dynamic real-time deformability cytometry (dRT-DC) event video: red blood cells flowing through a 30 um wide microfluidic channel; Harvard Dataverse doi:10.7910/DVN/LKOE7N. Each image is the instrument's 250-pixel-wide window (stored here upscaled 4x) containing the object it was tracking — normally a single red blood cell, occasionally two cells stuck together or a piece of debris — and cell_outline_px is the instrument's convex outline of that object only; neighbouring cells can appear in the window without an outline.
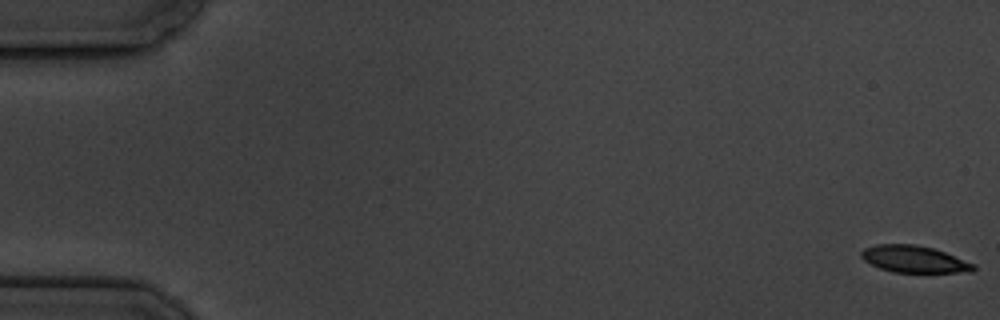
{"species": "common noctule bat (a hibernating species)", "species_latin": "Nyctalus noctula", "temperature_condition": "cold", "stored_images_in_passage": 6, "segment_of_instrument_passage": [1, 2], "camera_frame_rate_fps": 3000, "um_per_image_px": 0.085, "animal": {"sex": "male", "body_mass_g": 19.5, "forearm_length_mm": 54.6}, "frame": {"image": 1, "passage_image": 1, "time_ms": 0.0, "image_size_px": [1000, 320], "cell_outline_px": [[976, 268], [972, 272], [892, 272], [880, 268], [864, 260], [860, 256], [860, 252], [864, 248], [876, 244], [916, 244], [932, 248], [944, 252], [976, 264]], "centroid_in_image_um": [77.7, 22.02], "position_along_channel_um": 7.3, "area_um2": 17.57}}